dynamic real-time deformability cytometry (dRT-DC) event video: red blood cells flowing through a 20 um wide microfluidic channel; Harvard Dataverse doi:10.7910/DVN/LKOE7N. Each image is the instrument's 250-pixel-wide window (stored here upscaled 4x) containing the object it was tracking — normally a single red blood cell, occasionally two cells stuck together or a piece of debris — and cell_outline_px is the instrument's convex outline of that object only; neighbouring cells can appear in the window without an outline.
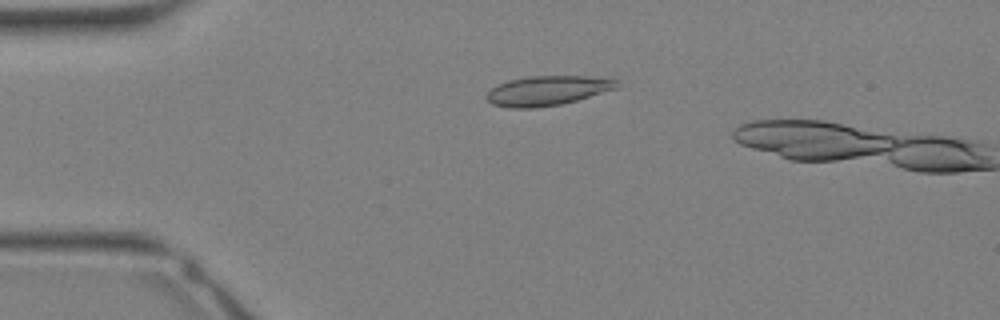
{"species": "Egyptian fruit bat (a non-hibernating species)", "species_latin": "Rousettus aegyptiacus", "temperature_condition": "warm", "stored_images_in_passage": 2, "camera_frame_rate_fps": 3000, "um_per_image_px": 0.085, "animal": {"sex": "female"}, "frame": {"image": 1, "passage_image": 1, "time_ms": 0.0, "image_size_px": [1000, 320], "cell_outline_px": [[620, 84], [616, 88], [576, 100], [560, 104], [532, 108], [508, 108], [492, 104], [484, 96], [492, 88], [508, 80], [528, 76], [612, 76]], "centroid_in_image_um": [46.56, 7.68], "position_along_channel_um": 38.4, "area_um2": 22.6}}